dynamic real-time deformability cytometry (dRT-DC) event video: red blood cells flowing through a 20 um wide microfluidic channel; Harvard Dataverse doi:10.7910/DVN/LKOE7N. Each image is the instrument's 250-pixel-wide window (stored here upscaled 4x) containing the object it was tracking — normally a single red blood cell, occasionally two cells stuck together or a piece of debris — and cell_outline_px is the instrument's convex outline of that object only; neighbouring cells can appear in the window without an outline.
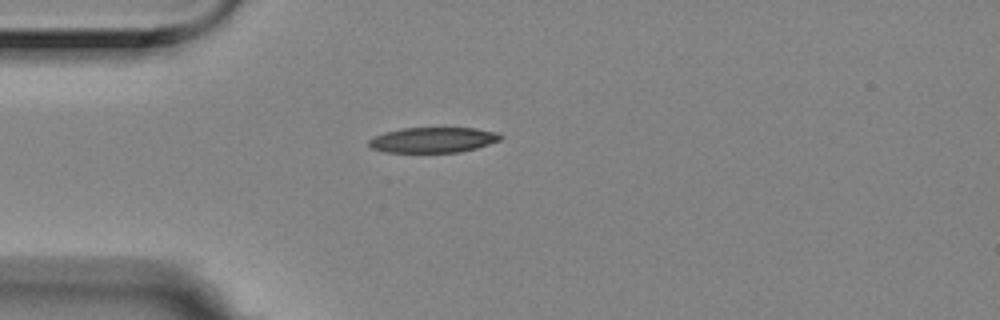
{"species": "Egyptian fruit bat (a non-hibernating species)", "species_latin": "Rousettus aegyptiacus", "temperature_condition": "room temperature", "stored_images_in_passage": 11, "camera_frame_rate_fps": 3000, "um_per_image_px": 0.085, "animal": {"sex": "female"}, "frame": {"image": 1, "passage_image": 1, "time_ms": 0.0, "image_size_px": [1000, 320], "cell_outline_px": [[504, 136], [500, 140], [476, 148], [460, 152], [384, 152], [372, 148], [368, 144], [368, 140], [384, 132], [404, 128], [476, 128], [496, 132]], "centroid_in_image_um": [36.82, 11.89], "position_along_channel_um": 48.2, "area_um2": 19.36}}
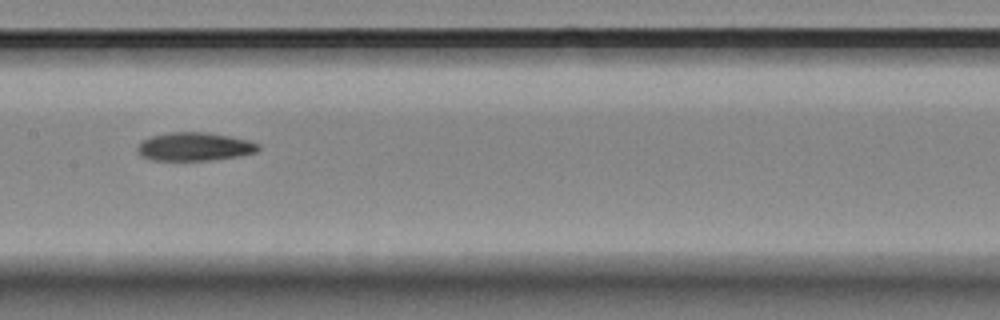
{"frame": {"image": 2, "passage_image": 5, "time_ms": 1.333, "image_size_px": [1000, 320], "cell_outline_px": [[260, 148], [256, 152], [236, 156], [212, 160], [152, 160], [140, 156], [136, 152], [136, 144], [140, 140], [148, 136], [168, 132], [204, 132], [228, 136], [248, 140], [260, 144]], "centroid_in_image_um": [16.44, 12.46], "position_along_channel_um": 191.0, "area_um2": 20.23}}
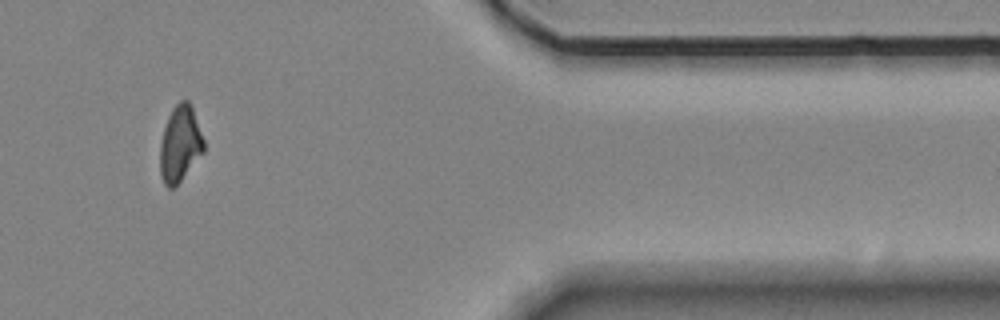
{"frame": {"image": 3, "passage_image": 10, "time_ms": 3.0, "image_size_px": [1000, 320], "cell_outline_px": [[204, 152], [180, 180], [172, 188], [168, 188], [164, 184], [160, 176], [160, 144], [164, 128], [168, 116], [172, 108], [180, 100], [188, 100], [192, 104], [204, 140]], "centroid_in_image_um": [15.3, 12.19], "position_along_channel_um": 396.1, "area_um2": 19.42}}